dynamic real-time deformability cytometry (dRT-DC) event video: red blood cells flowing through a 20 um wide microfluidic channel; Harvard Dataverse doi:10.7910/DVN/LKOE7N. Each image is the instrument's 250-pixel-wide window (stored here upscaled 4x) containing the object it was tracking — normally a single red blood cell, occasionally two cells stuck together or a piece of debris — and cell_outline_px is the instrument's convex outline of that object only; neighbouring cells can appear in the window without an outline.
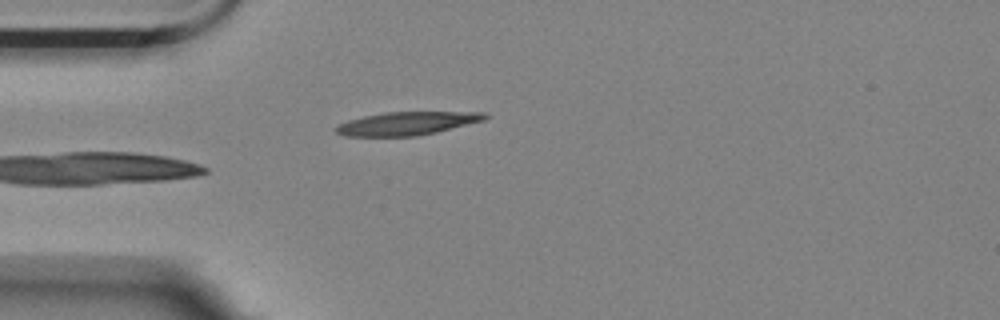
{"species": "Egyptian fruit bat (a non-hibernating species)", "species_latin": "Rousettus aegyptiacus", "temperature_condition": "room temperature", "stored_images_in_passage": 5, "camera_frame_rate_fps": 3000, "um_per_image_px": 0.085, "animal": {"sex": "female"}, "frame": {"image": 1, "passage_image": 5, "time_ms": 4.333, "image_size_px": [1000, 320], "cell_outline_px": [[488, 116], [484, 120], [436, 132], [416, 136], [344, 136], [336, 132], [336, 128], [340, 124], [348, 120], [364, 116], [384, 112], [484, 112]], "centroid_in_image_um": [34.59, 10.49], "position_along_channel_um": 50.4, "area_um2": 19.94}}